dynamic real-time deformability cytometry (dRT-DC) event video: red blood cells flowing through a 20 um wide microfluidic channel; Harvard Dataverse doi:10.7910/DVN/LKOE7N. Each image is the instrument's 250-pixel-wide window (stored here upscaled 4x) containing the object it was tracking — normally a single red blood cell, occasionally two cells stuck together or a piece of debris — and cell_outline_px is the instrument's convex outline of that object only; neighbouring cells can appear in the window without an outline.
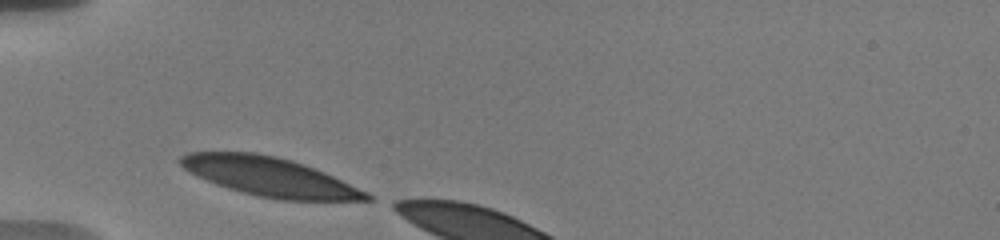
{"species": "human", "species_latin": "Homo sapiens", "temperature_condition": "warm", "stored_images_in_passage": 4, "camera_frame_rate_fps": 3000, "um_per_image_px": 0.085, "donor": {"sex": "male"}, "frame": {"image": 1, "passage_image": 1, "time_ms": 0.0, "image_size_px": [1000, 240], "cell_outline_px": [[376, 200], [280, 200], [260, 196], [228, 188], [216, 184], [184, 168], [176, 160], [180, 156], [188, 152], [256, 152], [276, 156], [292, 160], [304, 164], [324, 172], [368, 192]], "centroid_in_image_um": [22.94, 15.01], "position_along_channel_um": 62.1, "area_um2": 41.85}}